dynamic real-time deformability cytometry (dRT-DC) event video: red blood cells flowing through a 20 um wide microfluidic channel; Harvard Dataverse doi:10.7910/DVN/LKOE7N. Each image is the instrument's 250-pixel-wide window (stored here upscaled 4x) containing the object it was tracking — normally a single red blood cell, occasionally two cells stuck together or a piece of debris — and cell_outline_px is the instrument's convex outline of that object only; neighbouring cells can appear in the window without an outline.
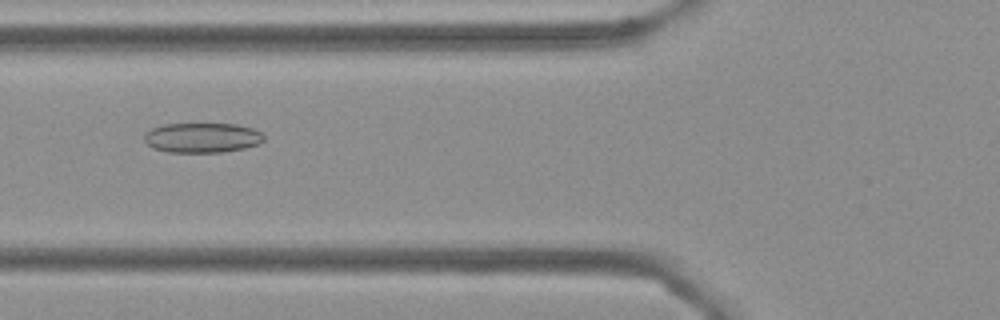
{"species": "Egyptian fruit bat (a non-hibernating species)", "species_latin": "Rousettus aegyptiacus", "temperature_condition": "cold", "stored_images_in_passage": 10, "camera_frame_rate_fps": 3000, "um_per_image_px": 0.085, "frame": {"image": 1, "passage_image": 6, "time_ms": 1.667, "image_size_px": [1000, 320], "cell_outline_px": [[264, 140], [260, 144], [244, 148], [224, 152], [168, 152], [152, 148], [144, 140], [144, 136], [152, 128], [164, 124], [236, 124], [252, 128], [260, 132], [264, 136]], "centroid_in_image_um": [17.2, 11.71], "position_along_channel_um": 108.6, "area_um2": 20.81}}
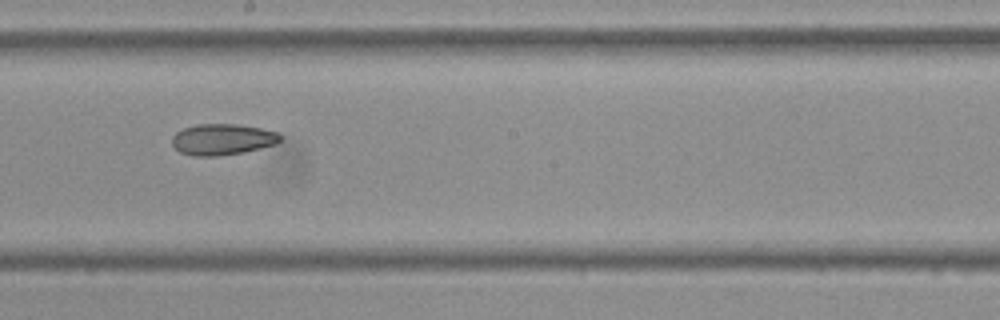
{"frame": {"image": 2, "passage_image": 9, "time_ms": 2.667, "image_size_px": [1000, 320], "cell_outline_px": [[280, 140], [276, 144], [244, 152], [216, 156], [192, 156], [180, 152], [172, 144], [172, 136], [176, 132], [184, 128], [196, 124], [236, 124], [260, 128], [280, 132]], "centroid_in_image_um": [18.9, 11.85], "position_along_channel_um": 229.3, "area_um2": 19.65}}
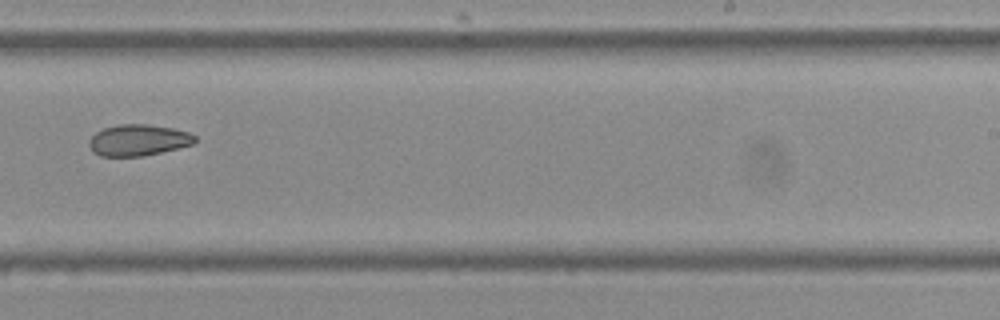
{"frame": {"image": 3, "passage_image": 10, "time_ms": 3.0, "image_size_px": [1000, 320], "cell_outline_px": [[196, 144], [144, 156], [100, 156], [92, 152], [88, 144], [88, 140], [96, 132], [104, 128], [116, 124], [148, 124], [172, 128], [188, 132], [196, 136]], "centroid_in_image_um": [11.75, 11.91], "position_along_channel_um": 277.2, "area_um2": 19.54}}